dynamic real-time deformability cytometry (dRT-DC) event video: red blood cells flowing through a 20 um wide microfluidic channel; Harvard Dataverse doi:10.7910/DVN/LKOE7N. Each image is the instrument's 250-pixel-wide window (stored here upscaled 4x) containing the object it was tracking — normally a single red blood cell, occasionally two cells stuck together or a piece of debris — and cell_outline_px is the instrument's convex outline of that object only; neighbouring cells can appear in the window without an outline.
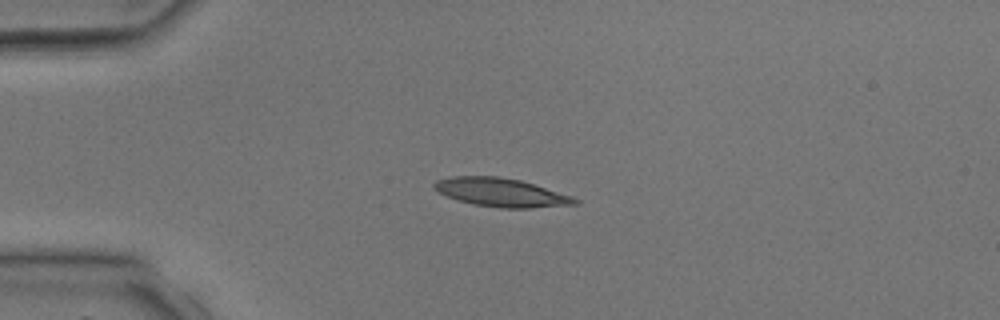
{"species": "common noctule bat (a hibernating species)", "species_latin": "Nyctalus noctula", "temperature_condition": "room temperature", "stored_images_in_passage": 1, "camera_frame_rate_fps": 3000, "um_per_image_px": 0.085, "animal": {"sex": "male", "body_mass_g": 17.9, "forearm_length_mm": 54.2}, "frame": {"image": 1, "passage_image": 1, "time_ms": 0.0, "image_size_px": [1000, 320], "cell_outline_px": [[580, 204], [528, 208], [500, 208], [472, 204], [448, 196], [432, 188], [432, 184], [436, 180], [452, 176], [500, 176], [520, 180], [572, 196], [580, 200]], "centroid_in_image_um": [42.6, 16.36], "position_along_channel_um": 42.4, "area_um2": 23.35}}